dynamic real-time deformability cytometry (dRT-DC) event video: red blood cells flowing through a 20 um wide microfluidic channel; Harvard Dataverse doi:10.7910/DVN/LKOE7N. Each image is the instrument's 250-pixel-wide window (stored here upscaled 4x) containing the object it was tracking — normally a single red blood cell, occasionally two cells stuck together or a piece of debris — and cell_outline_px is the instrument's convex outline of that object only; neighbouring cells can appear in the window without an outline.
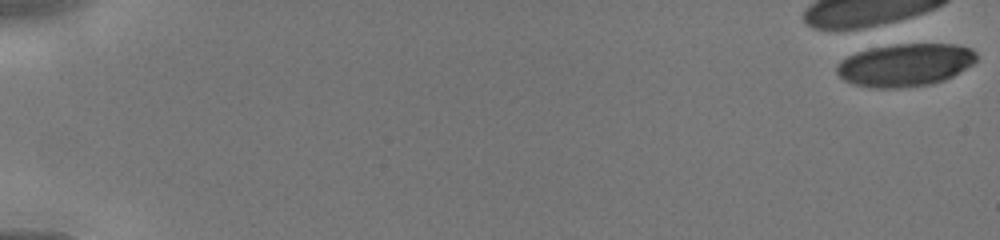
{"species": "human", "species_latin": "Homo sapiens", "temperature_condition": "cold", "stored_images_in_passage": 2, "camera_frame_rate_fps": 3000, "um_per_image_px": 0.085, "donor": {"sex": "male"}, "frame": {"image": 1, "passage_image": 1, "time_ms": 0.0, "image_size_px": [1000, 240], "cell_outline_px": [[976, 60], [972, 64], [952, 76], [944, 80], [932, 84], [900, 88], [872, 88], [852, 84], [844, 80], [836, 72], [836, 64], [848, 56], [856, 52], [872, 48], [896, 44], [956, 44], [972, 48], [976, 52]], "centroid_in_image_um": [76.93, 5.52], "position_along_channel_um": 8.1, "area_um2": 34.85}}